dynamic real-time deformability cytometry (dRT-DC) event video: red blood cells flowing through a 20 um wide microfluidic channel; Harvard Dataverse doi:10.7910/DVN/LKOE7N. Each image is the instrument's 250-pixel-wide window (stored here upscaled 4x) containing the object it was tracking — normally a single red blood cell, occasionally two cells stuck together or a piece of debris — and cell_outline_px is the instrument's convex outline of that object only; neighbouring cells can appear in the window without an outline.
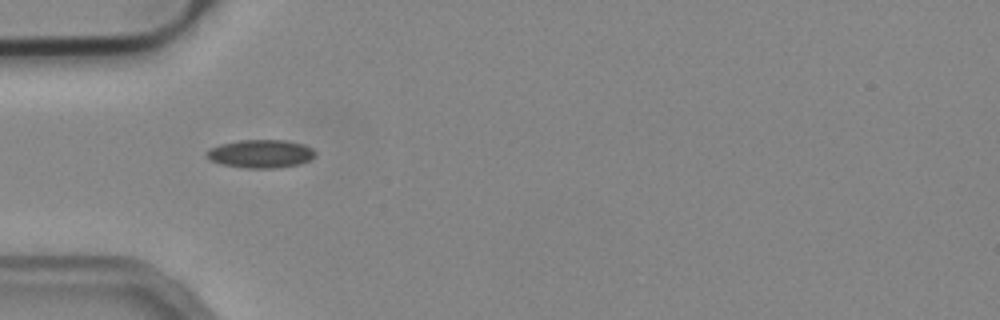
{"species": "common noctule bat (a hibernating species)", "species_latin": "Nyctalus noctula", "temperature_condition": "cold", "stored_images_in_passage": 5, "camera_frame_rate_fps": 3000, "um_per_image_px": 0.085, "animal": {"sex": "male", "body_mass_g": 19.2, "forearm_length_mm": 51.8}, "frame": {"image": 1, "passage_image": 1, "time_ms": 0.0, "image_size_px": [1000, 320], "cell_outline_px": [[316, 156], [300, 164], [280, 168], [244, 168], [220, 164], [208, 160], [204, 156], [204, 152], [208, 148], [220, 144], [240, 140], [284, 140], [304, 144], [312, 148], [316, 152]], "centroid_in_image_um": [22.11, 13.07], "position_along_channel_um": 62.9, "area_um2": 18.26}}